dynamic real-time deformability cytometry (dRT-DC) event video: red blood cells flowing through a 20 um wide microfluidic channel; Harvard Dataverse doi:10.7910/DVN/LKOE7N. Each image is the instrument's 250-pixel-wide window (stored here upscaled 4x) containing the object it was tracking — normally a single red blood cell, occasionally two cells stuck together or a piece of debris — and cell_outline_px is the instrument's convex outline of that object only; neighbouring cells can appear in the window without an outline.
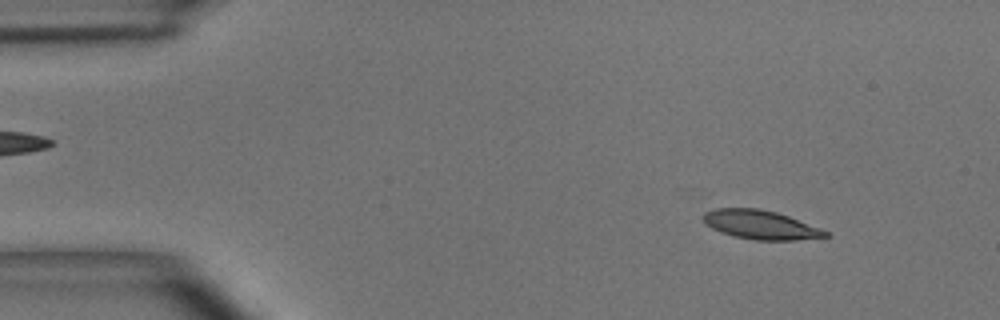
{"species": "common noctule bat (a hibernating species)", "species_latin": "Nyctalus noctula", "temperature_condition": "room temperature", "stored_images_in_passage": 42, "camera_frame_rate_fps": 3000, "um_per_image_px": 0.085, "animal": {"sex": "male", "body_mass_g": 15.6}, "frame": {"image": 1, "passage_image": 6, "time_ms": 1.667, "image_size_px": [1000, 320], "cell_outline_px": [[832, 236], [796, 240], [756, 240], [736, 236], [720, 232], [712, 228], [704, 220], [704, 212], [716, 208], [760, 208], [776, 212], [788, 216], [820, 228], [828, 232]], "centroid_in_image_um": [64.68, 19.1], "position_along_channel_um": 20.3, "area_um2": 20.4}}
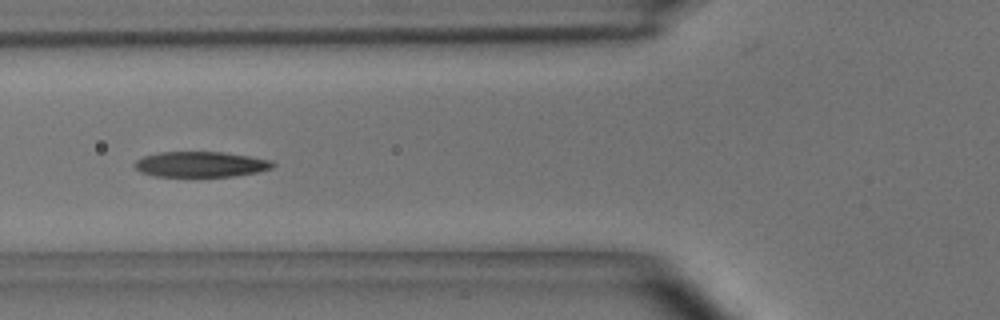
{"frame": {"image": 2, "passage_image": 20, "time_ms": 6.333, "image_size_px": [1000, 320], "cell_outline_px": [[276, 164], [272, 168], [256, 172], [236, 176], [156, 176], [140, 172], [132, 164], [136, 160], [144, 156], [160, 152], [224, 152], [272, 160]], "centroid_in_image_um": [17.06, 13.96], "position_along_channel_um": 108.7, "area_um2": 20.46}}
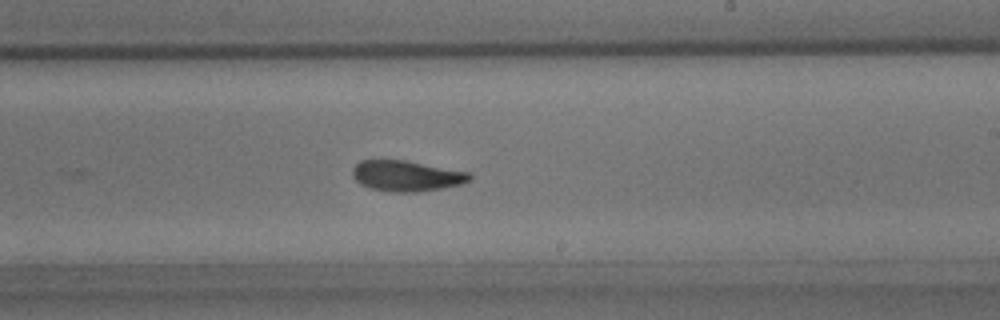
{"frame": {"image": 3, "passage_image": 32, "time_ms": 10.333, "image_size_px": [1000, 320], "cell_outline_px": [[472, 180], [460, 184], [420, 192], [392, 192], [368, 188], [360, 184], [352, 176], [352, 168], [360, 160], [404, 160], [472, 172]], "centroid_in_image_um": [34.56, 14.95], "position_along_channel_um": 254.4, "area_um2": 21.15}, "authors_computed_cell_mechanics": {"area_um2": 21.0392, "velocity_mm_per_s": 3.6359, "shape_relaxation_time_tau1_ms": 3.3897, "shape_relaxation_time_tau2_ms": 2.2332, "deformation_change_tau1": 0.1424, "deformation_change_tau2": 0.0918}}